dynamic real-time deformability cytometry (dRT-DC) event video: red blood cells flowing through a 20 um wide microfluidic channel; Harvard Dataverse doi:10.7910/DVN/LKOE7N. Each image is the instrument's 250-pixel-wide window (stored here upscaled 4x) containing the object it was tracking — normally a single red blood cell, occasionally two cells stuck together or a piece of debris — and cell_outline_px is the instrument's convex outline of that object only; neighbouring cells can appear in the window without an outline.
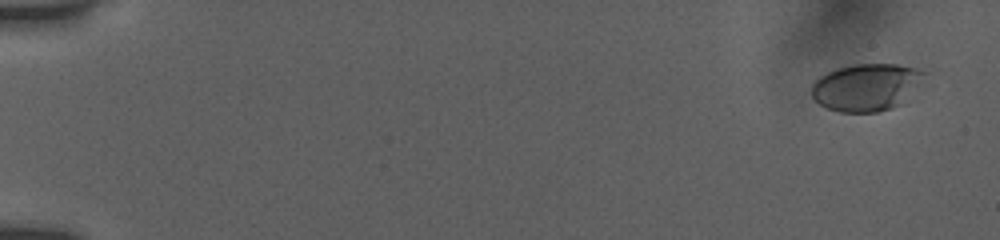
{"species": "human", "species_latin": "Homo sapiens", "temperature_condition": "room temperature", "stored_images_in_passage": 22, "camera_frame_rate_fps": 3000, "um_per_image_px": 0.085, "donor": {"sex": "female"}, "frame": {"image": 1, "passage_image": 2, "time_ms": 0.667, "image_size_px": [1000, 240], "cell_outline_px": [[928, 72], [900, 104], [892, 108], [876, 112], [840, 112], [828, 108], [820, 104], [812, 96], [812, 84], [820, 76], [828, 72], [852, 64], [896, 64], [916, 68]], "centroid_in_image_um": [73.62, 7.4], "position_along_channel_um": 11.4, "area_um2": 30.58}}
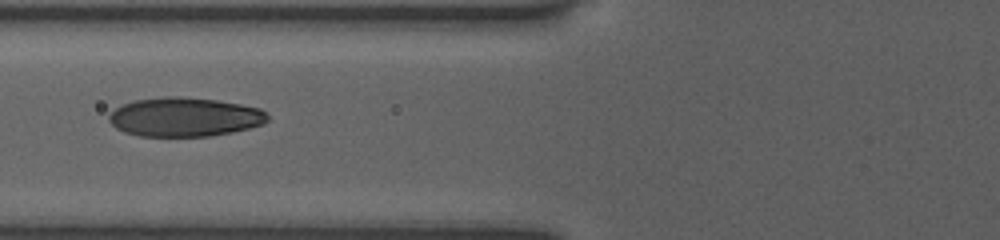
{"frame": {"image": 2, "passage_image": 16, "time_ms": 7.667, "image_size_px": [1000, 240], "cell_outline_px": [[268, 120], [264, 124], [232, 132], [208, 136], [140, 136], [124, 132], [116, 128], [108, 120], [108, 116], [120, 104], [136, 100], [164, 96], [180, 96], [216, 100], [240, 104], [260, 108], [268, 112]], "centroid_in_image_um": [15.69, 9.94], "position_along_channel_um": 110.1, "area_um2": 36.24}}
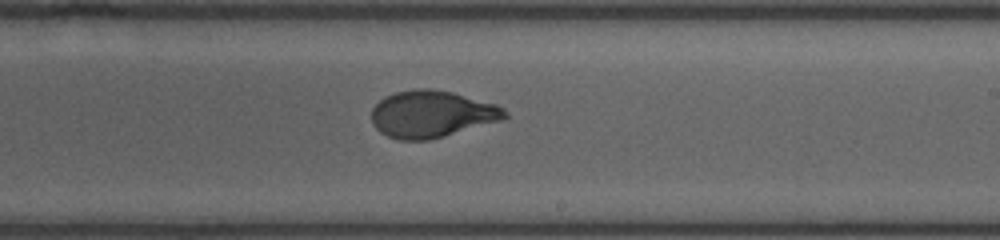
{"frame": {"image": 3, "passage_image": 22, "time_ms": 11.333, "image_size_px": [1000, 240], "cell_outline_px": [[508, 116], [504, 120], [444, 136], [428, 140], [400, 140], [388, 136], [380, 132], [372, 124], [372, 108], [384, 96], [396, 92], [416, 88], [428, 88], [452, 92], [496, 104], [504, 108], [508, 112]], "centroid_in_image_um": [36.71, 9.69], "position_along_channel_um": 252.3, "area_um2": 36.59}}